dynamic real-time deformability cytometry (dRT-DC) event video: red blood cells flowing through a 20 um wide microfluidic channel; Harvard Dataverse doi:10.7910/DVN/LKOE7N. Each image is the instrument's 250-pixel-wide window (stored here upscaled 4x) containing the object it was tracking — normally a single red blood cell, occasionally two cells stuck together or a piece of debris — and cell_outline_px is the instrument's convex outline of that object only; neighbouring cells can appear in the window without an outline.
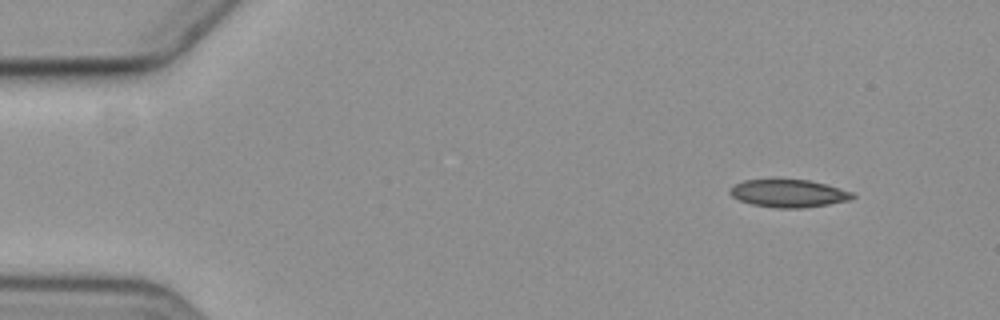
{"species": "common noctule bat (a hibernating species)", "species_latin": "Nyctalus noctula", "temperature_condition": "cold", "stored_images_in_passage": 6, "camera_frame_rate_fps": 3000, "um_per_image_px": 0.085, "animal": {"sex": "female", "body_mass_g": 19.3, "forearm_length_mm": 54.1}, "frame": {"image": 1, "passage_image": 1, "time_ms": 0.0, "image_size_px": [1000, 320], "cell_outline_px": [[856, 196], [848, 200], [828, 204], [804, 208], [780, 208], [752, 204], [740, 200], [732, 196], [728, 192], [736, 184], [744, 180], [772, 176], [776, 176], [808, 180], [824, 184], [852, 192]], "centroid_in_image_um": [66.97, 16.38], "position_along_channel_um": 18.0, "area_um2": 20.35}}
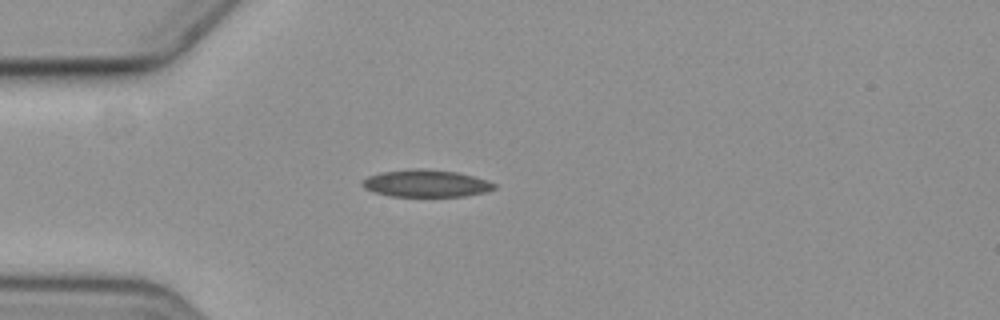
{"frame": {"image": 2, "passage_image": 4, "time_ms": 3.333, "image_size_px": [1000, 320], "cell_outline_px": [[496, 188], [484, 192], [464, 196], [392, 196], [376, 192], [364, 188], [360, 184], [368, 176], [380, 172], [412, 168], [424, 168], [456, 172], [488, 180], [496, 184]], "centroid_in_image_um": [36.21, 15.58], "position_along_channel_um": 48.8, "area_um2": 20.87}}
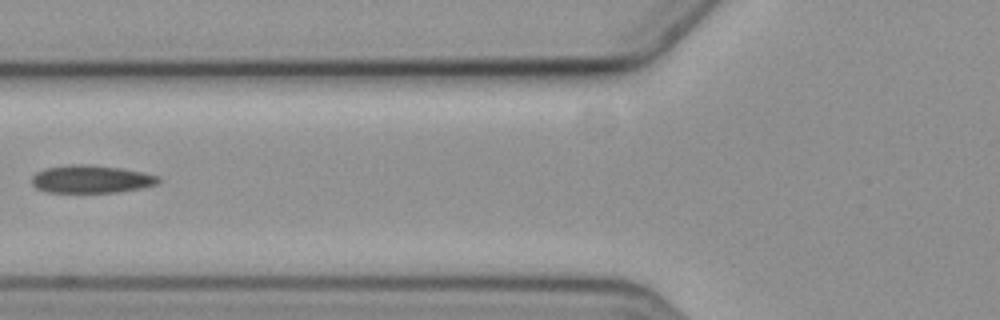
{"frame": {"image": 3, "passage_image": 6, "time_ms": 5.667, "image_size_px": [1000, 320], "cell_outline_px": [[160, 180], [156, 184], [140, 188], [116, 192], [48, 192], [36, 188], [32, 184], [32, 176], [36, 172], [44, 168], [72, 164], [88, 164], [120, 168], [140, 172], [156, 176]], "centroid_in_image_um": [7.68, 15.22], "position_along_channel_um": 118.1, "area_um2": 20.29}}